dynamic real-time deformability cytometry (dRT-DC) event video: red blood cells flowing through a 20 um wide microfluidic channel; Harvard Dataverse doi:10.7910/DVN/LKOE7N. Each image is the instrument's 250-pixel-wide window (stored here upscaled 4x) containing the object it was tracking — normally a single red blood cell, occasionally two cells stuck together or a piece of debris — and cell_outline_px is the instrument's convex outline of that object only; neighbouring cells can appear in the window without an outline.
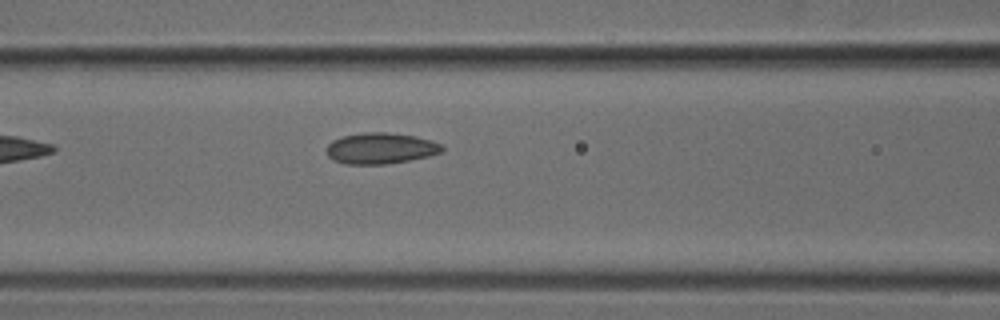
{"species": "common noctule bat (a hibernating species)", "species_latin": "Nyctalus noctula", "temperature_condition": "cold", "stored_images_in_passage": 5, "camera_frame_rate_fps": 3000, "um_per_image_px": 0.085, "animal": {"sex": "male", "body_mass_g": 18.8}, "frame": {"image": 1, "passage_image": 5, "time_ms": 1.333, "image_size_px": [1000, 320], "cell_outline_px": [[444, 152], [428, 156], [408, 160], [384, 164], [344, 164], [332, 160], [324, 152], [328, 144], [332, 140], [344, 136], [364, 132], [384, 132], [416, 136], [440, 144], [444, 148]], "centroid_in_image_um": [32.3, 12.61], "position_along_channel_um": 134.3, "area_um2": 20.92}}